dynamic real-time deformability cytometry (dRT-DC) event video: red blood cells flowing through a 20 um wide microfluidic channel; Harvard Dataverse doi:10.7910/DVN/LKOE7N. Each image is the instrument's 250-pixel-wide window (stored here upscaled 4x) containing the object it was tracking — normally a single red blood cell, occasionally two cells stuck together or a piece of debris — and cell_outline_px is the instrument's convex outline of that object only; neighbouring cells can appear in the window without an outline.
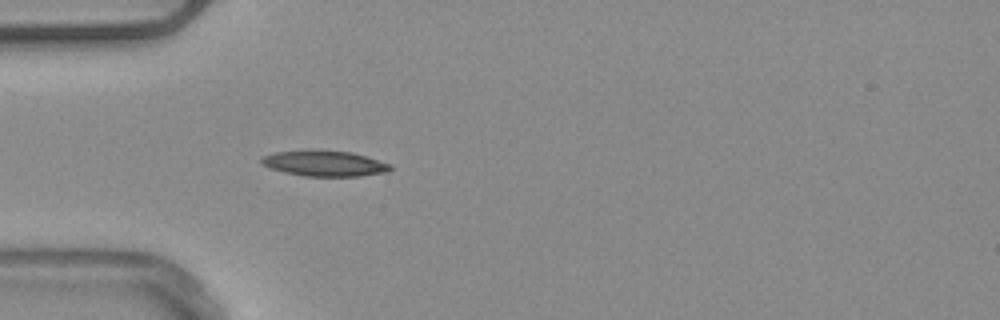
{"species": "common noctule bat (a hibernating species)", "species_latin": "Nyctalus noctula", "temperature_condition": "warm", "stored_images_in_passage": 51, "camera_frame_rate_fps": 3000, "um_per_image_px": 0.085, "animal": {"sex": "male", "body_mass_g": 20.4}, "frame": {"image": 1, "passage_image": 15, "time_ms": 4.667, "image_size_px": [1000, 320], "cell_outline_px": [[392, 168], [388, 172], [360, 176], [304, 176], [284, 172], [260, 164], [260, 160], [264, 156], [276, 152], [308, 148], [316, 148], [352, 152], [392, 164]], "centroid_in_image_um": [27.58, 13.86], "position_along_channel_um": 57.4, "area_um2": 19.77}, "authors_computed_cell_mechanics": {"area_um2": 18.0336, "velocity_mm_per_s": 3.902, "shape_relaxation_time_tau1_ms": 6.8463, "shape_relaxation_time_tau2_ms": 6.2122, "deformation_change_tau1": 0.1584, "deformation_change_tau2": 0.1438}}